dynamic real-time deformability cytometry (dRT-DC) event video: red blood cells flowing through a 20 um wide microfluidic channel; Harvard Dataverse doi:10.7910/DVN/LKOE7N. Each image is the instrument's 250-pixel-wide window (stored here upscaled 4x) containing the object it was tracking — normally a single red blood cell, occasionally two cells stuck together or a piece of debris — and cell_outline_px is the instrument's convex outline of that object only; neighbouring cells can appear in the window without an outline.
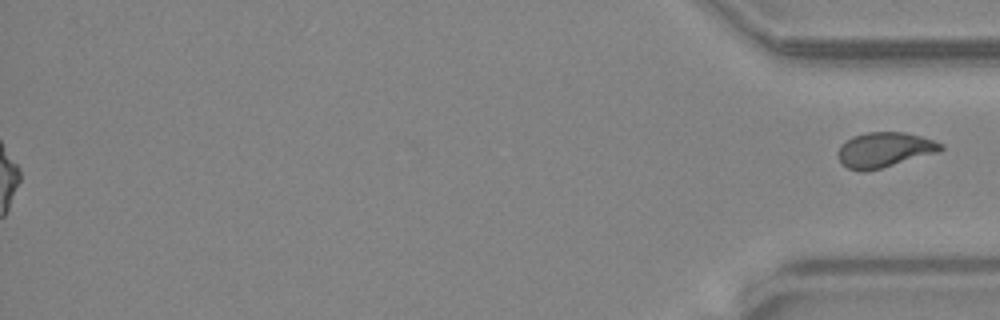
{"species": "common noctule bat (a hibernating species)", "species_latin": "Nyctalus noctula", "temperature_condition": "warm", "stored_images_in_passage": 30, "segment_of_instrument_passage": [2, 2], "camera_frame_rate_fps": 3000, "um_per_image_px": 0.085, "animal": {"sex": "female", "body_mass_g": 24.6, "forearm_length_mm": 56.2}, "frame": {"image": 1, "passage_image": 30, "time_ms": 9.667, "image_size_px": [1000, 320], "cell_outline_px": [[944, 148], [936, 152], [880, 168], [864, 172], [860, 172], [848, 168], [840, 160], [840, 144], [852, 136], [864, 132], [904, 132], [920, 136], [944, 144]], "centroid_in_image_um": [75.16, 12.71], "position_along_channel_um": 360.0, "area_um2": 20.58}}